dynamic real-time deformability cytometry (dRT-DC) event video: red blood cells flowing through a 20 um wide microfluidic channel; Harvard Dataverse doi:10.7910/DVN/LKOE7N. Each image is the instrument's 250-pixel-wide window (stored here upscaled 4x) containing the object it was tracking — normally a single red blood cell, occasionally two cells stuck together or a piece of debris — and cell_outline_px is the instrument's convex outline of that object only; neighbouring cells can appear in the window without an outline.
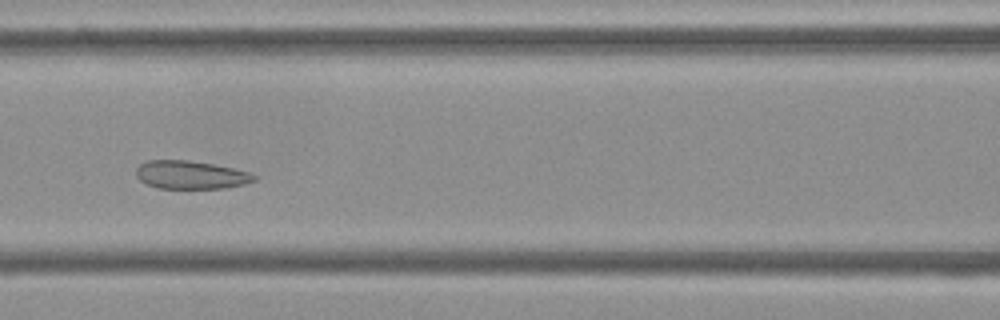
{"species": "Egyptian fruit bat (a non-hibernating species)", "species_latin": "Rousettus aegyptiacus", "temperature_condition": "cold", "stored_images_in_passage": 51, "camera_frame_rate_fps": 3000, "um_per_image_px": 0.085, "frame": {"image": 1, "passage_image": 21, "time_ms": 6.667, "image_size_px": [1000, 320], "cell_outline_px": [[256, 180], [244, 184], [224, 188], [160, 188], [148, 184], [140, 180], [136, 176], [136, 168], [140, 164], [148, 160], [188, 160], [212, 164], [232, 168], [248, 172], [256, 176]], "centroid_in_image_um": [16.2, 14.86], "position_along_channel_um": 150.4, "area_um2": 19.19}}
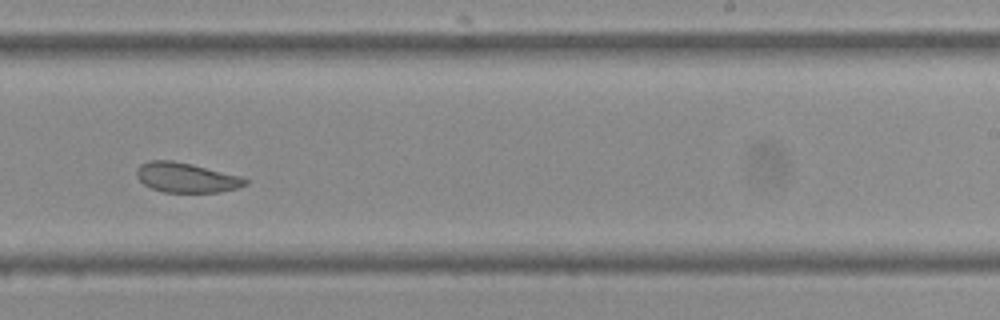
{"frame": {"image": 2, "passage_image": 31, "time_ms": 10.0, "image_size_px": [1000, 320], "cell_outline_px": [[248, 184], [236, 188], [220, 192], [164, 192], [152, 188], [144, 184], [136, 176], [136, 168], [140, 164], [148, 160], [172, 160], [192, 164], [240, 176], [248, 180]], "centroid_in_image_um": [15.8, 15.08], "position_along_channel_um": 273.2, "area_um2": 18.84}}
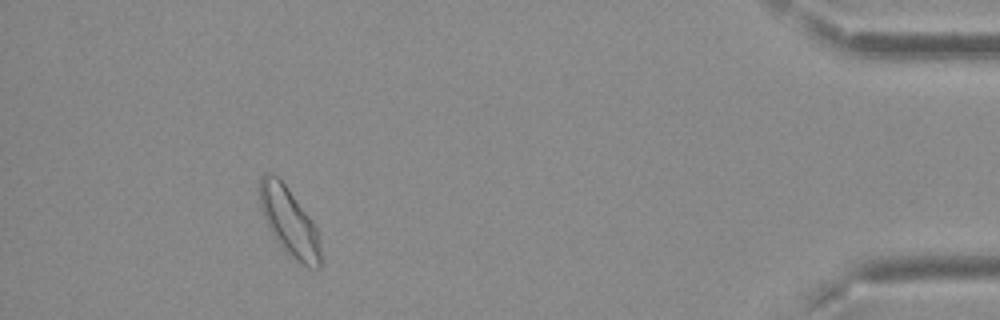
{"frame": {"image": 3, "passage_image": 47, "time_ms": 15.333, "image_size_px": [1000, 320], "cell_outline_px": [[320, 268], [308, 268], [300, 264], [288, 256], [276, 240], [264, 216], [260, 204], [260, 176], [264, 172], [272, 172], [284, 184], [308, 216], [316, 228], [320, 248]], "centroid_in_image_um": [24.58, 18.88], "position_along_channel_um": 410.6, "area_um2": 23.7}, "authors_computed_cell_mechanics": {"area_um2": 21.3282, "velocity_mm_per_s": 3.6951, "shape_relaxation_time_tau1_ms": null, "shape_relaxation_time_tau2_ms": 1.8005, "deformation_change_tau1": null, "deformation_change_tau2": 0.0837}}